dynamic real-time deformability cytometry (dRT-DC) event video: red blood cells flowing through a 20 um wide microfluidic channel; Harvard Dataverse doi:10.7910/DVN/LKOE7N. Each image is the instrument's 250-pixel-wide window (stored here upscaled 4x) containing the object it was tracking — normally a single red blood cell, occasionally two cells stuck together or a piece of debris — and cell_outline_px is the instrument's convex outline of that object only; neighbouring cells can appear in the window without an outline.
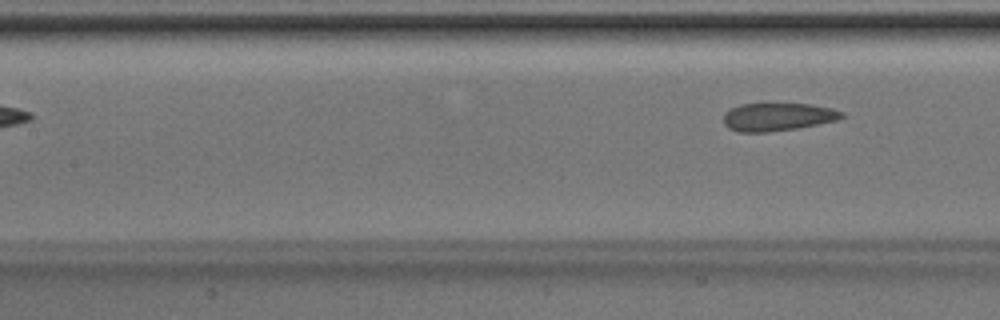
{"species": "Egyptian fruit bat (a non-hibernating species)", "species_latin": "Rousettus aegyptiacus", "temperature_condition": "room temperature", "stored_images_in_passage": 4, "camera_frame_rate_fps": 3000, "um_per_image_px": 0.085, "animal": {"sex": "male"}, "frame": {"image": 1, "passage_image": 4, "time_ms": 1.0, "image_size_px": [1000, 320], "cell_outline_px": [[844, 116], [840, 120], [796, 128], [768, 132], [740, 132], [728, 128], [724, 124], [724, 112], [740, 104], [812, 104], [832, 108], [844, 112]], "centroid_in_image_um": [66.13, 9.93], "position_along_channel_um": 141.3, "area_um2": 19.31}}